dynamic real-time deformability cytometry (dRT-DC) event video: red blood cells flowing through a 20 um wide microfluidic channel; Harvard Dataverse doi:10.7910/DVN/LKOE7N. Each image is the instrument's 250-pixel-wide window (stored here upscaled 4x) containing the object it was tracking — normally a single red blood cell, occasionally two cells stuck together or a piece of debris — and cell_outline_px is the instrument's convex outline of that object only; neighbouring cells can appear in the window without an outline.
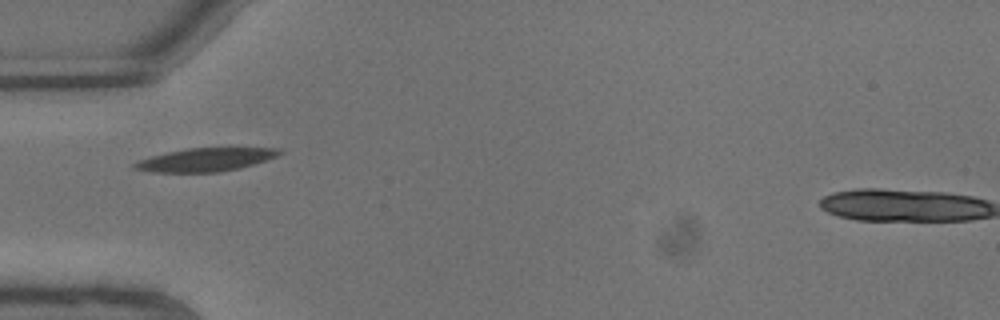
{"species": "common noctule bat (a hibernating species)", "species_latin": "Nyctalus noctula", "temperature_condition": "warm", "stored_images_in_passage": 3, "camera_frame_rate_fps": 3000, "um_per_image_px": 0.085, "animal": {"sex": "male", "body_mass_g": 13.3}, "frame": {"image": 1, "passage_image": 2, "time_ms": 0.333, "image_size_px": [1000, 320], "cell_outline_px": [[284, 152], [268, 160], [240, 168], [220, 172], [152, 172], [132, 168], [132, 164], [140, 160], [152, 156], [168, 152], [188, 148], [280, 148]], "centroid_in_image_um": [17.5, 13.57], "position_along_channel_um": 67.5, "area_um2": 19.59}}
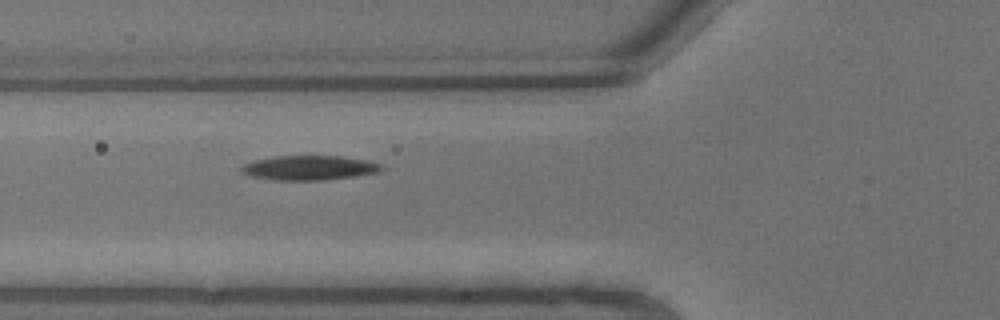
{"frame": {"image": 2, "passage_image": 3, "time_ms": 0.667, "image_size_px": [1000, 320], "cell_outline_px": [[384, 168], [380, 172], [324, 180], [272, 180], [252, 176], [240, 172], [240, 168], [244, 164], [252, 160], [276, 156], [340, 156], [364, 160], [380, 164]], "centroid_in_image_um": [26.23, 14.26], "position_along_channel_um": 99.6, "area_um2": 19.94}}